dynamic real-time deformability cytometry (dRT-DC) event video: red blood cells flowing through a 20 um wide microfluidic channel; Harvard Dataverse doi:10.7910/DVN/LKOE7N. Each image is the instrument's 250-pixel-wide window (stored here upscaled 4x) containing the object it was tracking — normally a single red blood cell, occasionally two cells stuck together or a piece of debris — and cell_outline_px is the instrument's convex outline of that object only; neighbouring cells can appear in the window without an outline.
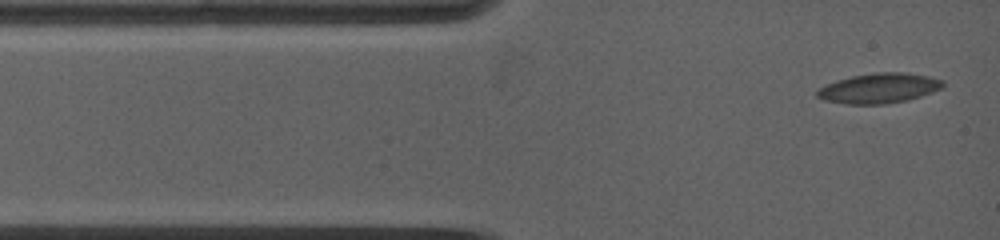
{"species": "common noctule bat (a hibernating species)", "species_latin": "Nyctalus noctula", "temperature_condition": "warm", "stored_images_in_passage": 7, "camera_frame_rate_fps": 5000, "um_per_image_px": 0.085, "animal": {"sex": "female", "body_mass_g": 19.0, "forearm_length_mm": 53.3}, "frame": {"image": 1, "passage_image": 1, "time_ms": 0.0, "image_size_px": [1000, 240], "cell_outline_px": [[944, 84], [940, 88], [932, 92], [908, 100], [884, 104], [848, 104], [824, 100], [816, 96], [816, 92], [820, 88], [836, 80], [852, 76], [876, 72], [904, 72], [928, 76], [944, 80]], "centroid_in_image_um": [74.72, 7.49], "position_along_channel_um": 10.3, "area_um2": 21.85}}
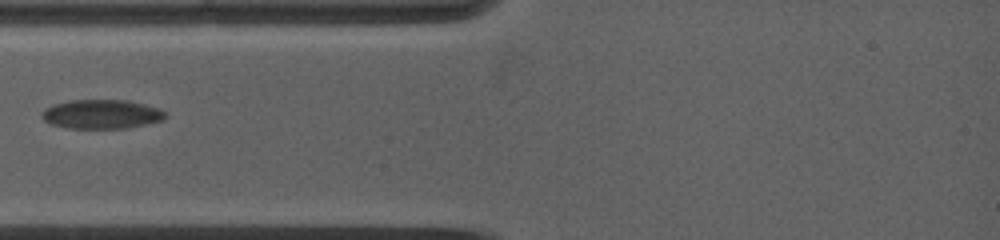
{"frame": {"image": 2, "passage_image": 4, "time_ms": 3.0, "image_size_px": [1000, 240], "cell_outline_px": [[168, 116], [164, 120], [128, 128], [64, 128], [52, 124], [44, 120], [40, 116], [40, 112], [44, 108], [52, 104], [72, 100], [128, 100], [160, 108]], "centroid_in_image_um": [8.62, 9.7], "position_along_channel_um": 76.4, "area_um2": 21.21}}
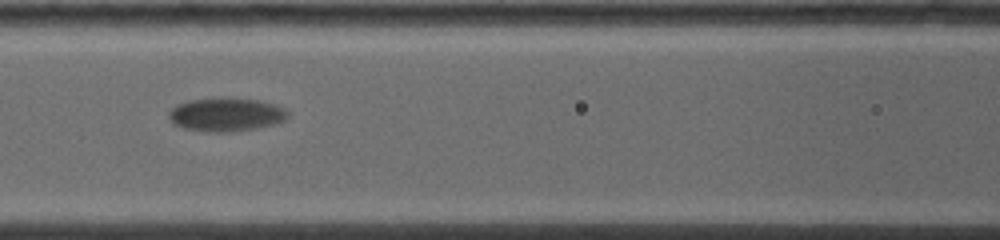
{"frame": {"image": 3, "passage_image": 6, "time_ms": 5.0, "image_size_px": [1000, 240], "cell_outline_px": [[288, 116], [284, 120], [272, 124], [256, 128], [228, 132], [204, 132], [184, 128], [172, 124], [168, 120], [168, 112], [176, 104], [188, 100], [220, 96], [256, 100], [272, 104], [284, 108], [288, 112]], "centroid_in_image_um": [19.13, 9.72], "position_along_channel_um": 147.5, "area_um2": 23.58}}